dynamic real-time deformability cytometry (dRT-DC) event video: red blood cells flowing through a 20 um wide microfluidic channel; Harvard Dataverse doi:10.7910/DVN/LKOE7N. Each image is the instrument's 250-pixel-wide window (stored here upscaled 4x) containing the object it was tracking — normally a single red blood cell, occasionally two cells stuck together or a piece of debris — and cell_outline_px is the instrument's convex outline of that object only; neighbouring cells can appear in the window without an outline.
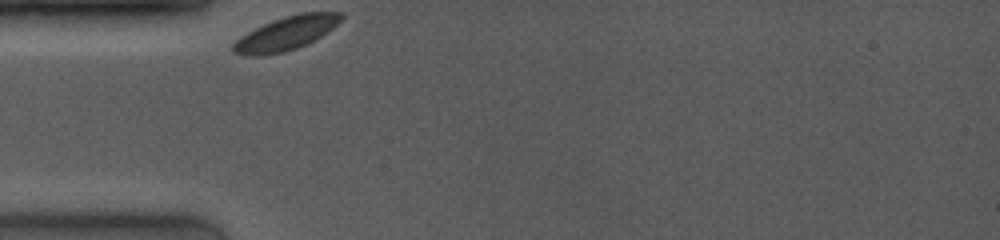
{"species": "common noctule bat (a hibernating species)", "species_latin": "Nyctalus noctula", "temperature_condition": "room temperature", "stored_images_in_passage": 34, "camera_frame_rate_fps": 4000, "um_per_image_px": 0.085, "animal": {"sex": "female", "body_mass_g": 19.0, "forearm_length_mm": 53.3}, "frame": {"image": 1, "passage_image": 1, "time_ms": 0.0, "image_size_px": [1000, 240], "cell_outline_px": [[344, 16], [332, 28], [320, 36], [296, 48], [284, 52], [260, 56], [244, 56], [232, 52], [232, 44], [240, 36], [272, 20], [284, 16], [300, 12], [344, 12]], "centroid_in_image_um": [24.27, 2.83], "position_along_channel_um": 60.7, "area_um2": 21.04}}
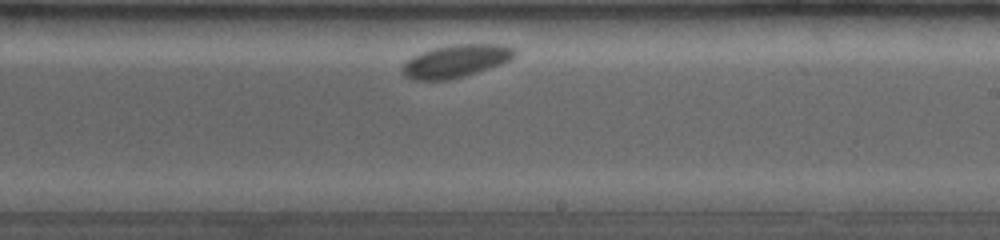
{"frame": {"image": 2, "passage_image": 20, "time_ms": 5.5, "image_size_px": [1000, 240], "cell_outline_px": [[516, 56], [512, 60], [452, 80], [412, 80], [404, 76], [400, 68], [412, 56], [420, 52], [432, 48], [452, 44], [504, 44], [516, 48]], "centroid_in_image_um": [38.76, 5.18], "position_along_channel_um": 250.2, "area_um2": 21.73}}
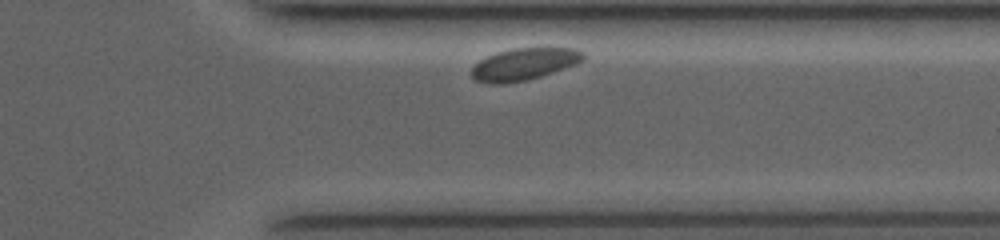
{"frame": {"image": 3, "passage_image": 32, "time_ms": 8.75, "image_size_px": [1000, 240], "cell_outline_px": [[584, 60], [576, 64], [540, 76], [524, 80], [504, 84], [492, 84], [476, 80], [472, 76], [472, 68], [480, 60], [496, 52], [512, 48], [576, 48], [584, 52]], "centroid_in_image_um": [44.56, 5.44], "position_along_channel_um": 366.8, "area_um2": 20.63}}